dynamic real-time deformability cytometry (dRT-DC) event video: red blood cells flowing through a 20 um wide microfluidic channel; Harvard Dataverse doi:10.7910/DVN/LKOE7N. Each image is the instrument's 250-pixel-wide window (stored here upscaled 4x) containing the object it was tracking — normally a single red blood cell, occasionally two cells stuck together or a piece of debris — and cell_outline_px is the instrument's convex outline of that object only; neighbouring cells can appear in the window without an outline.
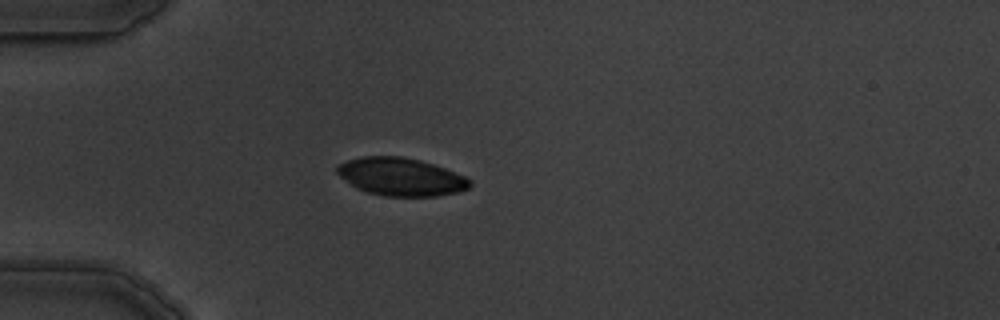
{"species": "common noctule bat (a hibernating species)", "species_latin": "Nyctalus noctula", "temperature_condition": "warm", "stored_images_in_passage": 5, "camera_frame_rate_fps": 3000, "um_per_image_px": 0.085, "animal": {"sex": "male", "body_mass_g": 19.5, "forearm_length_mm": 54.6}, "frame": {"image": 1, "passage_image": 4, "time_ms": 3.333, "image_size_px": [1000, 320], "cell_outline_px": [[472, 184], [468, 188], [460, 192], [436, 196], [384, 196], [368, 192], [356, 188], [340, 176], [336, 172], [336, 164], [348, 160], [364, 156], [400, 156], [420, 160], [444, 168], [464, 176], [472, 180]], "centroid_in_image_um": [34.07, 15.03], "position_along_channel_um": 50.9, "area_um2": 29.3}}